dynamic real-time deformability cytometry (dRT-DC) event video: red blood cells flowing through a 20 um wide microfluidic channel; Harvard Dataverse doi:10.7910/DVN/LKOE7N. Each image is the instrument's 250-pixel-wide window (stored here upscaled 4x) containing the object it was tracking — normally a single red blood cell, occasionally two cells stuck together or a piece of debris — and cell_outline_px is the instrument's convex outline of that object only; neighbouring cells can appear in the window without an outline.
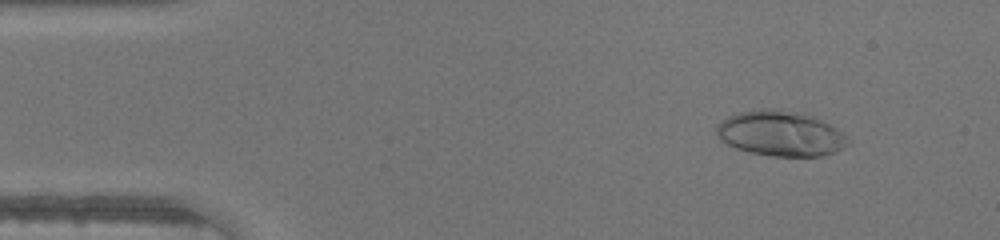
{"species": "human", "species_latin": "Homo sapiens", "temperature_condition": "warm", "stored_images_in_passage": 46, "camera_frame_rate_fps": 3000, "um_per_image_px": 0.085, "donor": {"sex": "male"}, "frame": {"image": 1, "passage_image": 5, "time_ms": 1.333, "image_size_px": [1000, 240], "cell_outline_px": [[852, 140], [848, 144], [832, 152], [820, 156], [772, 156], [752, 152], [736, 148], [720, 140], [716, 132], [716, 128], [728, 116], [740, 112], [760, 108], [780, 108], [804, 112], [836, 128], [848, 136]], "centroid_in_image_um": [66.36, 11.32], "position_along_channel_um": 18.6, "area_um2": 34.62}}
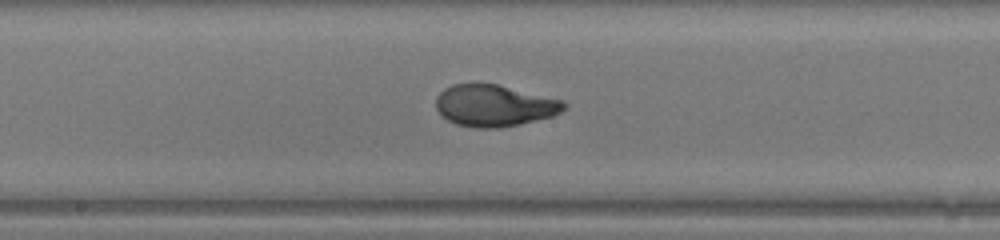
{"frame": {"image": 2, "passage_image": 24, "time_ms": 7.667, "image_size_px": [1000, 240], "cell_outline_px": [[568, 104], [560, 112], [552, 116], [520, 124], [500, 128], [476, 128], [456, 124], [440, 116], [436, 108], [436, 96], [444, 88], [452, 84], [496, 84], [564, 100]], "centroid_in_image_um": [42.0, 8.98], "position_along_channel_um": 206.2, "area_um2": 31.15}}
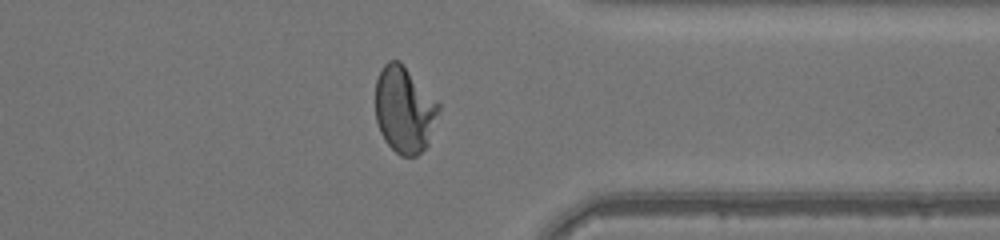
{"frame": {"image": 3, "passage_image": 36, "time_ms": 11.667, "image_size_px": [1000, 240], "cell_outline_px": [[440, 108], [428, 144], [416, 156], [400, 156], [384, 140], [380, 132], [376, 120], [376, 80], [384, 64], [388, 60], [400, 60], [440, 104]], "centroid_in_image_um": [34.36, 9.31], "position_along_channel_um": 377.0, "area_um2": 31.79}}